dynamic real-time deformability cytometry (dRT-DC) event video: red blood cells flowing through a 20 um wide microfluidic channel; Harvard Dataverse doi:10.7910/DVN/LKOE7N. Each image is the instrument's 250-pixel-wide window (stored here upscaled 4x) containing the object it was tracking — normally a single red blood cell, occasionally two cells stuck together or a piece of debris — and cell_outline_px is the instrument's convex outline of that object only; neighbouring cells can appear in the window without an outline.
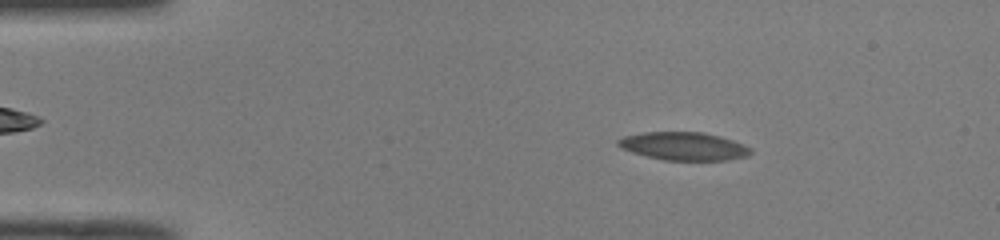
{"species": "common noctule bat (a hibernating species)", "species_latin": "Nyctalus noctula", "temperature_condition": "room temperature", "stored_images_in_passage": 52, "camera_frame_rate_fps": 3000, "um_per_image_px": 0.085, "animal": {"sex": "male", "body_mass_g": 19.0, "forearm_length_mm": 50.8}, "frame": {"image": 1, "passage_image": 8, "time_ms": 2.333, "image_size_px": [1000, 240], "cell_outline_px": [[752, 152], [748, 156], [728, 160], [664, 160], [632, 152], [620, 148], [616, 144], [616, 140], [624, 136], [644, 132], [704, 132], [720, 136], [744, 144], [752, 148]], "centroid_in_image_um": [58.13, 12.42], "position_along_channel_um": 26.9, "area_um2": 21.79}}
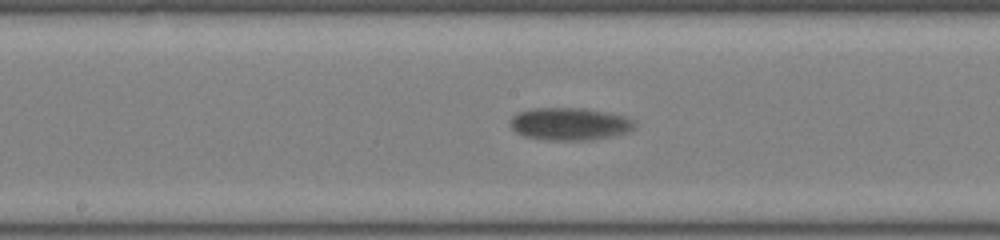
{"frame": {"image": 2, "passage_image": 27, "time_ms": 8.667, "image_size_px": [1000, 240], "cell_outline_px": [[636, 128], [628, 132], [612, 136], [592, 140], [544, 140], [524, 136], [516, 132], [508, 124], [508, 120], [516, 112], [532, 108], [588, 108], [624, 116], [632, 120], [636, 124]], "centroid_in_image_um": [48.39, 10.53], "position_along_channel_um": 199.8, "area_um2": 23.99}}
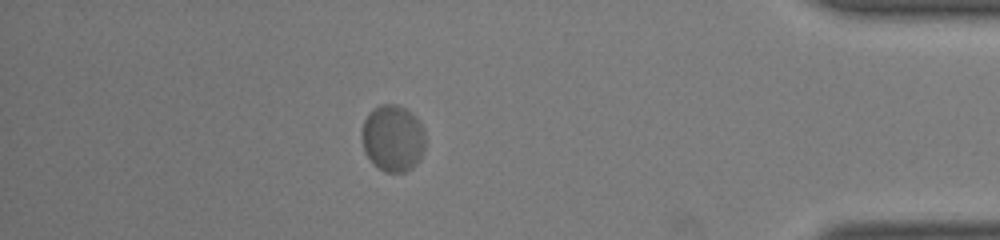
{"frame": {"image": 3, "passage_image": 46, "time_ms": 15.0, "image_size_px": [1000, 240], "cell_outline_px": [[424, 148], [420, 160], [412, 168], [404, 172], [384, 172], [364, 152], [360, 136], [360, 132], [364, 120], [368, 112], [372, 108], [380, 104], [396, 104], [412, 112], [416, 116], [424, 128]], "centroid_in_image_um": [33.38, 11.72], "position_along_channel_um": 401.8, "area_um2": 25.03}, "authors_computed_cell_mechanics": {"area_um2": 23.5246, "velocity_mm_per_s": 3.8122, "shape_relaxation_time_tau1_ms": 7.5605, "shape_relaxation_time_tau2_ms": null, "deformation_change_tau1": 0.1547, "deformation_change_tau2": null}}